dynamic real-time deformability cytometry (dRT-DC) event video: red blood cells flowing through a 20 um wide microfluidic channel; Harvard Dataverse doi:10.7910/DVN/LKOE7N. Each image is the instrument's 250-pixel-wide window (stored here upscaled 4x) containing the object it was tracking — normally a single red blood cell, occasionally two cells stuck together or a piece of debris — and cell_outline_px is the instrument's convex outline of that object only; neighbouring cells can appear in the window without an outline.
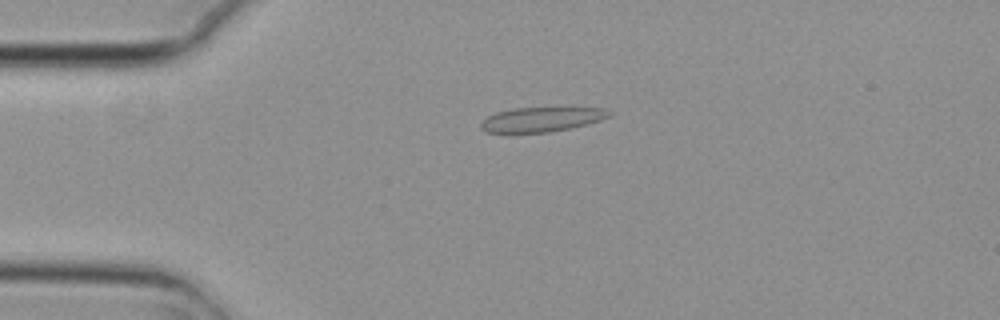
{"species": "common noctule bat (a hibernating species)", "species_latin": "Nyctalus noctula", "temperature_condition": "cold", "stored_images_in_passage": 4, "camera_frame_rate_fps": 3000, "um_per_image_px": 0.085, "animal": {"sex": "female", "body_mass_g": 29.2, "forearm_length_mm": 56.3}, "frame": {"image": 1, "passage_image": 2, "time_ms": 0.333, "image_size_px": [1000, 320], "cell_outline_px": [[616, 112], [612, 116], [588, 124], [572, 128], [548, 132], [488, 132], [480, 128], [480, 124], [488, 116], [496, 112], [512, 108], [604, 108]], "centroid_in_image_um": [46.11, 10.14], "position_along_channel_um": 38.9, "area_um2": 18.38}}
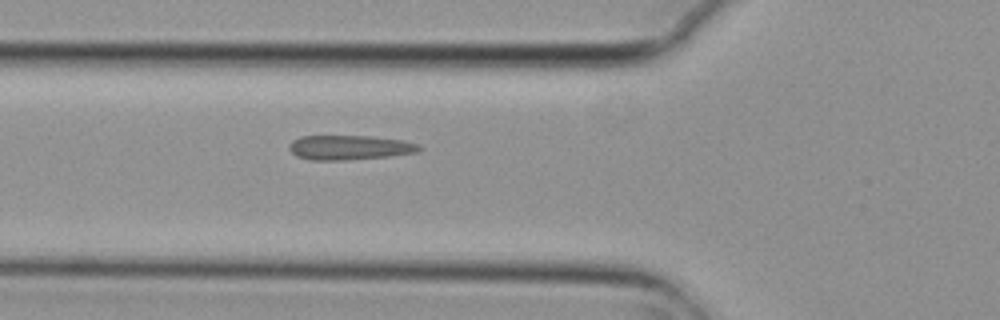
{"frame": {"image": 2, "passage_image": 4, "time_ms": 1.0, "image_size_px": [1000, 320], "cell_outline_px": [[424, 148], [416, 152], [388, 156], [344, 160], [308, 160], [296, 156], [288, 148], [288, 144], [292, 140], [300, 136], [368, 136], [404, 140], [420, 144]], "centroid_in_image_um": [29.69, 12.53], "position_along_channel_um": 96.1, "area_um2": 18.73}}